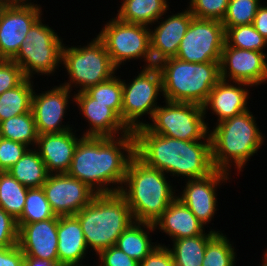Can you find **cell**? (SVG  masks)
Segmentation results:
<instances>
[{
    "label": "cell",
    "instance_id": "23",
    "mask_svg": "<svg viewBox=\"0 0 267 266\" xmlns=\"http://www.w3.org/2000/svg\"><path fill=\"white\" fill-rule=\"evenodd\" d=\"M57 251L61 266H85L88 247L79 220L73 216H58Z\"/></svg>",
    "mask_w": 267,
    "mask_h": 266
},
{
    "label": "cell",
    "instance_id": "5",
    "mask_svg": "<svg viewBox=\"0 0 267 266\" xmlns=\"http://www.w3.org/2000/svg\"><path fill=\"white\" fill-rule=\"evenodd\" d=\"M74 216L80 222L88 249H93L96 256L102 250L116 245L119 236L135 222L120 192L96 194Z\"/></svg>",
    "mask_w": 267,
    "mask_h": 266
},
{
    "label": "cell",
    "instance_id": "22",
    "mask_svg": "<svg viewBox=\"0 0 267 266\" xmlns=\"http://www.w3.org/2000/svg\"><path fill=\"white\" fill-rule=\"evenodd\" d=\"M71 129L59 134L38 135L34 147L46 165L49 174L67 173L73 159L75 148L83 135ZM80 137V138H79Z\"/></svg>",
    "mask_w": 267,
    "mask_h": 266
},
{
    "label": "cell",
    "instance_id": "37",
    "mask_svg": "<svg viewBox=\"0 0 267 266\" xmlns=\"http://www.w3.org/2000/svg\"><path fill=\"white\" fill-rule=\"evenodd\" d=\"M229 0H190L188 9L195 18L222 21Z\"/></svg>",
    "mask_w": 267,
    "mask_h": 266
},
{
    "label": "cell",
    "instance_id": "17",
    "mask_svg": "<svg viewBox=\"0 0 267 266\" xmlns=\"http://www.w3.org/2000/svg\"><path fill=\"white\" fill-rule=\"evenodd\" d=\"M40 4L8 5L0 21V60H11L32 25L42 17Z\"/></svg>",
    "mask_w": 267,
    "mask_h": 266
},
{
    "label": "cell",
    "instance_id": "47",
    "mask_svg": "<svg viewBox=\"0 0 267 266\" xmlns=\"http://www.w3.org/2000/svg\"><path fill=\"white\" fill-rule=\"evenodd\" d=\"M8 7V4L5 2V0H0V21L1 17L5 11V9Z\"/></svg>",
    "mask_w": 267,
    "mask_h": 266
},
{
    "label": "cell",
    "instance_id": "45",
    "mask_svg": "<svg viewBox=\"0 0 267 266\" xmlns=\"http://www.w3.org/2000/svg\"><path fill=\"white\" fill-rule=\"evenodd\" d=\"M23 266H61L59 261H50L34 257L24 256Z\"/></svg>",
    "mask_w": 267,
    "mask_h": 266
},
{
    "label": "cell",
    "instance_id": "25",
    "mask_svg": "<svg viewBox=\"0 0 267 266\" xmlns=\"http://www.w3.org/2000/svg\"><path fill=\"white\" fill-rule=\"evenodd\" d=\"M154 231V223L135 221L119 236L115 246L129 257L141 262L158 246L157 242H152V236H149Z\"/></svg>",
    "mask_w": 267,
    "mask_h": 266
},
{
    "label": "cell",
    "instance_id": "14",
    "mask_svg": "<svg viewBox=\"0 0 267 266\" xmlns=\"http://www.w3.org/2000/svg\"><path fill=\"white\" fill-rule=\"evenodd\" d=\"M220 78L258 87L267 83V55L265 52L229 47L224 44L220 60Z\"/></svg>",
    "mask_w": 267,
    "mask_h": 266
},
{
    "label": "cell",
    "instance_id": "24",
    "mask_svg": "<svg viewBox=\"0 0 267 266\" xmlns=\"http://www.w3.org/2000/svg\"><path fill=\"white\" fill-rule=\"evenodd\" d=\"M155 229L169 236L171 240L203 234L205 226L191 210L175 198L154 222Z\"/></svg>",
    "mask_w": 267,
    "mask_h": 266
},
{
    "label": "cell",
    "instance_id": "9",
    "mask_svg": "<svg viewBox=\"0 0 267 266\" xmlns=\"http://www.w3.org/2000/svg\"><path fill=\"white\" fill-rule=\"evenodd\" d=\"M154 112L153 123L146 127L153 133L185 141L211 140L203 106L164 100Z\"/></svg>",
    "mask_w": 267,
    "mask_h": 266
},
{
    "label": "cell",
    "instance_id": "44",
    "mask_svg": "<svg viewBox=\"0 0 267 266\" xmlns=\"http://www.w3.org/2000/svg\"><path fill=\"white\" fill-rule=\"evenodd\" d=\"M252 25L267 40V6L258 7Z\"/></svg>",
    "mask_w": 267,
    "mask_h": 266
},
{
    "label": "cell",
    "instance_id": "4",
    "mask_svg": "<svg viewBox=\"0 0 267 266\" xmlns=\"http://www.w3.org/2000/svg\"><path fill=\"white\" fill-rule=\"evenodd\" d=\"M147 166L136 155L131 159L120 193L134 221L154 223L176 198L168 175Z\"/></svg>",
    "mask_w": 267,
    "mask_h": 266
},
{
    "label": "cell",
    "instance_id": "31",
    "mask_svg": "<svg viewBox=\"0 0 267 266\" xmlns=\"http://www.w3.org/2000/svg\"><path fill=\"white\" fill-rule=\"evenodd\" d=\"M28 187L7 171L0 172V207L17 220L24 209Z\"/></svg>",
    "mask_w": 267,
    "mask_h": 266
},
{
    "label": "cell",
    "instance_id": "29",
    "mask_svg": "<svg viewBox=\"0 0 267 266\" xmlns=\"http://www.w3.org/2000/svg\"><path fill=\"white\" fill-rule=\"evenodd\" d=\"M33 84V79L25 78L18 86L0 95V122L31 111Z\"/></svg>",
    "mask_w": 267,
    "mask_h": 266
},
{
    "label": "cell",
    "instance_id": "6",
    "mask_svg": "<svg viewBox=\"0 0 267 266\" xmlns=\"http://www.w3.org/2000/svg\"><path fill=\"white\" fill-rule=\"evenodd\" d=\"M162 77L164 100L203 106L221 80L220 62L191 63L176 57L156 65Z\"/></svg>",
    "mask_w": 267,
    "mask_h": 266
},
{
    "label": "cell",
    "instance_id": "1",
    "mask_svg": "<svg viewBox=\"0 0 267 266\" xmlns=\"http://www.w3.org/2000/svg\"><path fill=\"white\" fill-rule=\"evenodd\" d=\"M134 156L133 131L118 137L83 136L75 148L67 174L97 194L120 192Z\"/></svg>",
    "mask_w": 267,
    "mask_h": 266
},
{
    "label": "cell",
    "instance_id": "8",
    "mask_svg": "<svg viewBox=\"0 0 267 266\" xmlns=\"http://www.w3.org/2000/svg\"><path fill=\"white\" fill-rule=\"evenodd\" d=\"M41 17L32 25L17 54L11 59L23 71L25 78L35 75H54L62 61L61 36L42 23Z\"/></svg>",
    "mask_w": 267,
    "mask_h": 266
},
{
    "label": "cell",
    "instance_id": "34",
    "mask_svg": "<svg viewBox=\"0 0 267 266\" xmlns=\"http://www.w3.org/2000/svg\"><path fill=\"white\" fill-rule=\"evenodd\" d=\"M225 43L229 47L259 52L267 48V40L252 24L225 28Z\"/></svg>",
    "mask_w": 267,
    "mask_h": 266
},
{
    "label": "cell",
    "instance_id": "32",
    "mask_svg": "<svg viewBox=\"0 0 267 266\" xmlns=\"http://www.w3.org/2000/svg\"><path fill=\"white\" fill-rule=\"evenodd\" d=\"M55 216L43 188H28L23 212L16 221L19 229L23 224L44 221Z\"/></svg>",
    "mask_w": 267,
    "mask_h": 266
},
{
    "label": "cell",
    "instance_id": "13",
    "mask_svg": "<svg viewBox=\"0 0 267 266\" xmlns=\"http://www.w3.org/2000/svg\"><path fill=\"white\" fill-rule=\"evenodd\" d=\"M42 188L56 216L75 215L97 194L88 185L67 173L49 174Z\"/></svg>",
    "mask_w": 267,
    "mask_h": 266
},
{
    "label": "cell",
    "instance_id": "16",
    "mask_svg": "<svg viewBox=\"0 0 267 266\" xmlns=\"http://www.w3.org/2000/svg\"><path fill=\"white\" fill-rule=\"evenodd\" d=\"M231 174L215 170L206 177L185 180L184 190L176 195L196 218L205 226L214 218L217 211V189L230 180Z\"/></svg>",
    "mask_w": 267,
    "mask_h": 266
},
{
    "label": "cell",
    "instance_id": "49",
    "mask_svg": "<svg viewBox=\"0 0 267 266\" xmlns=\"http://www.w3.org/2000/svg\"><path fill=\"white\" fill-rule=\"evenodd\" d=\"M263 258H265L267 260V249L263 253Z\"/></svg>",
    "mask_w": 267,
    "mask_h": 266
},
{
    "label": "cell",
    "instance_id": "42",
    "mask_svg": "<svg viewBox=\"0 0 267 266\" xmlns=\"http://www.w3.org/2000/svg\"><path fill=\"white\" fill-rule=\"evenodd\" d=\"M139 266H174V260L169 246L158 242V246L139 262Z\"/></svg>",
    "mask_w": 267,
    "mask_h": 266
},
{
    "label": "cell",
    "instance_id": "21",
    "mask_svg": "<svg viewBox=\"0 0 267 266\" xmlns=\"http://www.w3.org/2000/svg\"><path fill=\"white\" fill-rule=\"evenodd\" d=\"M249 87L252 86L243 82H229L221 79L212 88L203 105L205 115L208 110H211L212 114L218 117L216 123H219L247 111L250 98Z\"/></svg>",
    "mask_w": 267,
    "mask_h": 266
},
{
    "label": "cell",
    "instance_id": "36",
    "mask_svg": "<svg viewBox=\"0 0 267 266\" xmlns=\"http://www.w3.org/2000/svg\"><path fill=\"white\" fill-rule=\"evenodd\" d=\"M260 0H229L226 14L221 21L224 29L234 26L252 24Z\"/></svg>",
    "mask_w": 267,
    "mask_h": 266
},
{
    "label": "cell",
    "instance_id": "19",
    "mask_svg": "<svg viewBox=\"0 0 267 266\" xmlns=\"http://www.w3.org/2000/svg\"><path fill=\"white\" fill-rule=\"evenodd\" d=\"M74 93V102L90 127L83 136L118 137L131 132L108 104L99 103L85 91Z\"/></svg>",
    "mask_w": 267,
    "mask_h": 266
},
{
    "label": "cell",
    "instance_id": "38",
    "mask_svg": "<svg viewBox=\"0 0 267 266\" xmlns=\"http://www.w3.org/2000/svg\"><path fill=\"white\" fill-rule=\"evenodd\" d=\"M29 149L28 146L1 138L0 140V172L8 171Z\"/></svg>",
    "mask_w": 267,
    "mask_h": 266
},
{
    "label": "cell",
    "instance_id": "41",
    "mask_svg": "<svg viewBox=\"0 0 267 266\" xmlns=\"http://www.w3.org/2000/svg\"><path fill=\"white\" fill-rule=\"evenodd\" d=\"M98 257L100 264L97 266H139L137 260L129 257L115 245L102 250Z\"/></svg>",
    "mask_w": 267,
    "mask_h": 266
},
{
    "label": "cell",
    "instance_id": "26",
    "mask_svg": "<svg viewBox=\"0 0 267 266\" xmlns=\"http://www.w3.org/2000/svg\"><path fill=\"white\" fill-rule=\"evenodd\" d=\"M168 0H123L116 17L126 23L155 25L169 8Z\"/></svg>",
    "mask_w": 267,
    "mask_h": 266
},
{
    "label": "cell",
    "instance_id": "12",
    "mask_svg": "<svg viewBox=\"0 0 267 266\" xmlns=\"http://www.w3.org/2000/svg\"><path fill=\"white\" fill-rule=\"evenodd\" d=\"M224 44L225 29L221 21L194 17L176 58L191 63L220 62Z\"/></svg>",
    "mask_w": 267,
    "mask_h": 266
},
{
    "label": "cell",
    "instance_id": "15",
    "mask_svg": "<svg viewBox=\"0 0 267 266\" xmlns=\"http://www.w3.org/2000/svg\"><path fill=\"white\" fill-rule=\"evenodd\" d=\"M71 92L69 88L62 84L41 93L34 90L31 111L38 135L59 134L73 129L69 124H62L70 104L69 99L72 98L71 101L74 102V96Z\"/></svg>",
    "mask_w": 267,
    "mask_h": 266
},
{
    "label": "cell",
    "instance_id": "39",
    "mask_svg": "<svg viewBox=\"0 0 267 266\" xmlns=\"http://www.w3.org/2000/svg\"><path fill=\"white\" fill-rule=\"evenodd\" d=\"M25 76L22 68L12 60H0V95L18 86Z\"/></svg>",
    "mask_w": 267,
    "mask_h": 266
},
{
    "label": "cell",
    "instance_id": "18",
    "mask_svg": "<svg viewBox=\"0 0 267 266\" xmlns=\"http://www.w3.org/2000/svg\"><path fill=\"white\" fill-rule=\"evenodd\" d=\"M156 21L154 30L150 29L152 66L165 59L174 58L177 55L180 43L194 18L191 11L186 8L182 12L171 14ZM165 19V20H164Z\"/></svg>",
    "mask_w": 267,
    "mask_h": 266
},
{
    "label": "cell",
    "instance_id": "11",
    "mask_svg": "<svg viewBox=\"0 0 267 266\" xmlns=\"http://www.w3.org/2000/svg\"><path fill=\"white\" fill-rule=\"evenodd\" d=\"M140 73L134 76L132 81L126 83L122 79V111L121 120L130 131L146 126V123L140 121L142 116L149 115L153 118L159 95L162 92V77L156 65L140 69ZM158 98V99H157Z\"/></svg>",
    "mask_w": 267,
    "mask_h": 266
},
{
    "label": "cell",
    "instance_id": "30",
    "mask_svg": "<svg viewBox=\"0 0 267 266\" xmlns=\"http://www.w3.org/2000/svg\"><path fill=\"white\" fill-rule=\"evenodd\" d=\"M0 135L2 138L34 148L37 143L38 132L32 111L1 121Z\"/></svg>",
    "mask_w": 267,
    "mask_h": 266
},
{
    "label": "cell",
    "instance_id": "2",
    "mask_svg": "<svg viewBox=\"0 0 267 266\" xmlns=\"http://www.w3.org/2000/svg\"><path fill=\"white\" fill-rule=\"evenodd\" d=\"M134 135L135 155L149 167L187 180L215 171L211 140H180L153 133L146 126L136 129Z\"/></svg>",
    "mask_w": 267,
    "mask_h": 266
},
{
    "label": "cell",
    "instance_id": "33",
    "mask_svg": "<svg viewBox=\"0 0 267 266\" xmlns=\"http://www.w3.org/2000/svg\"><path fill=\"white\" fill-rule=\"evenodd\" d=\"M232 245L227 235L217 233L207 243L202 266H236L237 253Z\"/></svg>",
    "mask_w": 267,
    "mask_h": 266
},
{
    "label": "cell",
    "instance_id": "20",
    "mask_svg": "<svg viewBox=\"0 0 267 266\" xmlns=\"http://www.w3.org/2000/svg\"><path fill=\"white\" fill-rule=\"evenodd\" d=\"M58 216L23 224L18 230V245L25 256L59 261L57 251Z\"/></svg>",
    "mask_w": 267,
    "mask_h": 266
},
{
    "label": "cell",
    "instance_id": "7",
    "mask_svg": "<svg viewBox=\"0 0 267 266\" xmlns=\"http://www.w3.org/2000/svg\"><path fill=\"white\" fill-rule=\"evenodd\" d=\"M65 45L66 43L62 47L61 64L65 67L69 80L62 85L71 91L76 87L79 88L76 92H83L109 80L117 72L118 68L113 64L104 43L98 37L83 46Z\"/></svg>",
    "mask_w": 267,
    "mask_h": 266
},
{
    "label": "cell",
    "instance_id": "46",
    "mask_svg": "<svg viewBox=\"0 0 267 266\" xmlns=\"http://www.w3.org/2000/svg\"><path fill=\"white\" fill-rule=\"evenodd\" d=\"M31 1L32 0H5L8 5H33L34 2Z\"/></svg>",
    "mask_w": 267,
    "mask_h": 266
},
{
    "label": "cell",
    "instance_id": "48",
    "mask_svg": "<svg viewBox=\"0 0 267 266\" xmlns=\"http://www.w3.org/2000/svg\"><path fill=\"white\" fill-rule=\"evenodd\" d=\"M262 264L260 266H267V260L262 257Z\"/></svg>",
    "mask_w": 267,
    "mask_h": 266
},
{
    "label": "cell",
    "instance_id": "40",
    "mask_svg": "<svg viewBox=\"0 0 267 266\" xmlns=\"http://www.w3.org/2000/svg\"><path fill=\"white\" fill-rule=\"evenodd\" d=\"M17 221L0 207V248L18 244Z\"/></svg>",
    "mask_w": 267,
    "mask_h": 266
},
{
    "label": "cell",
    "instance_id": "3",
    "mask_svg": "<svg viewBox=\"0 0 267 266\" xmlns=\"http://www.w3.org/2000/svg\"><path fill=\"white\" fill-rule=\"evenodd\" d=\"M256 117L248 109L232 118L216 123L210 130L212 162L215 170L231 174L232 164L242 172L251 156L262 145L265 136L260 132Z\"/></svg>",
    "mask_w": 267,
    "mask_h": 266
},
{
    "label": "cell",
    "instance_id": "43",
    "mask_svg": "<svg viewBox=\"0 0 267 266\" xmlns=\"http://www.w3.org/2000/svg\"><path fill=\"white\" fill-rule=\"evenodd\" d=\"M24 256L18 244L0 248V266H23Z\"/></svg>",
    "mask_w": 267,
    "mask_h": 266
},
{
    "label": "cell",
    "instance_id": "27",
    "mask_svg": "<svg viewBox=\"0 0 267 266\" xmlns=\"http://www.w3.org/2000/svg\"><path fill=\"white\" fill-rule=\"evenodd\" d=\"M207 232L193 237L172 240V248L169 249L173 256L174 266H202L207 243L217 233H220V230L210 229Z\"/></svg>",
    "mask_w": 267,
    "mask_h": 266
},
{
    "label": "cell",
    "instance_id": "35",
    "mask_svg": "<svg viewBox=\"0 0 267 266\" xmlns=\"http://www.w3.org/2000/svg\"><path fill=\"white\" fill-rule=\"evenodd\" d=\"M118 77L114 75L109 80L88 88L85 92L99 103L108 104V107L121 118L123 86L121 76Z\"/></svg>",
    "mask_w": 267,
    "mask_h": 266
},
{
    "label": "cell",
    "instance_id": "28",
    "mask_svg": "<svg viewBox=\"0 0 267 266\" xmlns=\"http://www.w3.org/2000/svg\"><path fill=\"white\" fill-rule=\"evenodd\" d=\"M7 172L28 188H41L49 175L35 148H29Z\"/></svg>",
    "mask_w": 267,
    "mask_h": 266
},
{
    "label": "cell",
    "instance_id": "10",
    "mask_svg": "<svg viewBox=\"0 0 267 266\" xmlns=\"http://www.w3.org/2000/svg\"><path fill=\"white\" fill-rule=\"evenodd\" d=\"M118 68L126 61L143 60L145 67L152 66L150 27L144 24L126 23L113 17L96 35ZM123 63V64H122Z\"/></svg>",
    "mask_w": 267,
    "mask_h": 266
}]
</instances>
